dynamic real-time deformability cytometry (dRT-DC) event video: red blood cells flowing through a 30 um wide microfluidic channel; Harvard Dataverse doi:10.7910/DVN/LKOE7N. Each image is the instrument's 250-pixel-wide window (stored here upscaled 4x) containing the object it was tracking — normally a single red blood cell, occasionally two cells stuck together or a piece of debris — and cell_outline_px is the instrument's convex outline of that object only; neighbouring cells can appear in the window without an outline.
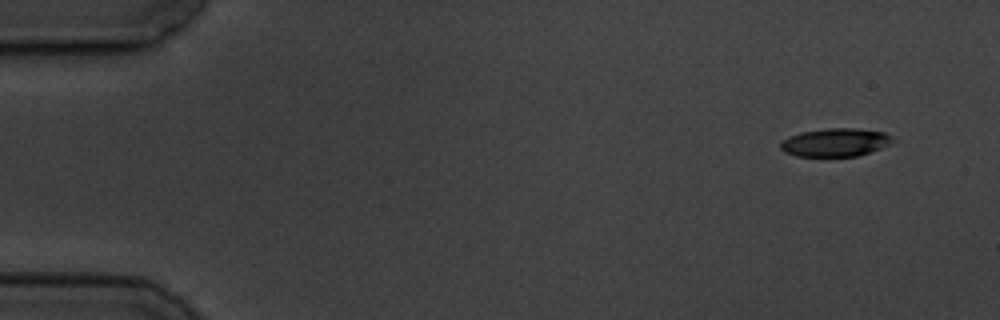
{"species": "common noctule bat (a hibernating species)", "species_latin": "Nyctalus noctula", "temperature_condition": "cold", "stored_images_in_passage": 9, "camera_frame_rate_fps": 3000, "um_per_image_px": 0.085, "animal": {"sex": "male", "body_mass_g": 19.5, "forearm_length_mm": 54.6}, "frame": {"image": 1, "passage_image": 1, "time_ms": 0.0, "image_size_px": [1000, 320], "cell_outline_px": [[896, 140], [880, 148], [856, 156], [796, 156], [784, 152], [780, 148], [780, 144], [784, 140], [800, 132], [828, 128], [856, 128], [884, 132], [892, 136]], "centroid_in_image_um": [71.01, 12.1], "position_along_channel_um": 14.0, "area_um2": 18.26}}
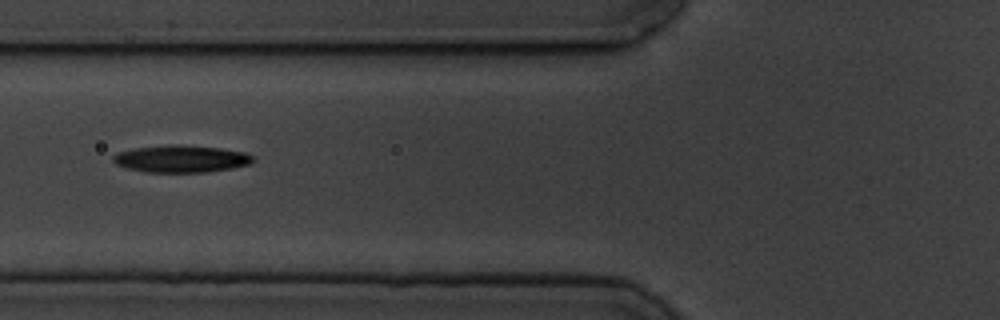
{"frame": {"image": 2, "passage_image": 6, "time_ms": 6.0, "image_size_px": [1000, 320], "cell_outline_px": [[256, 160], [248, 164], [232, 168], [208, 172], [148, 172], [128, 168], [116, 164], [112, 160], [112, 156], [116, 152], [136, 148], [176, 144], [220, 148], [244, 152], [252, 156]], "centroid_in_image_um": [15.39, 13.5], "position_along_channel_um": 110.4, "area_um2": 22.02}}
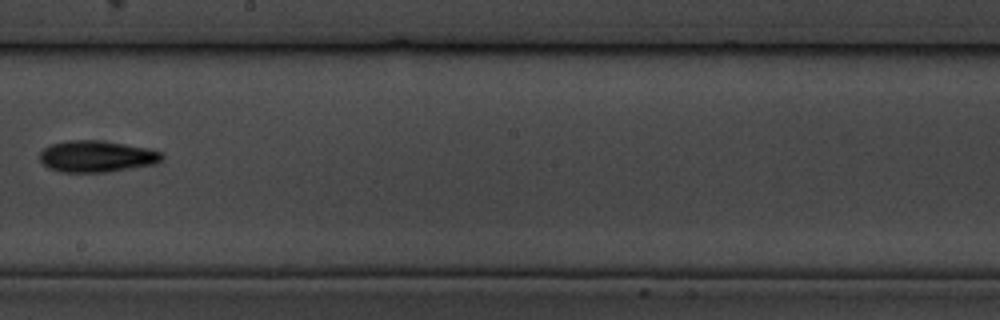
{"frame": {"image": 3, "passage_image": 9, "time_ms": 9.667, "image_size_px": [1000, 320], "cell_outline_px": [[164, 156], [156, 164], [108, 172], [60, 172], [48, 168], [40, 160], [40, 152], [44, 148], [52, 144], [68, 140], [96, 140], [124, 144], [144, 148], [160, 152]], "centroid_in_image_um": [8.18, 13.3], "position_along_channel_um": 240.0, "area_um2": 22.25}}